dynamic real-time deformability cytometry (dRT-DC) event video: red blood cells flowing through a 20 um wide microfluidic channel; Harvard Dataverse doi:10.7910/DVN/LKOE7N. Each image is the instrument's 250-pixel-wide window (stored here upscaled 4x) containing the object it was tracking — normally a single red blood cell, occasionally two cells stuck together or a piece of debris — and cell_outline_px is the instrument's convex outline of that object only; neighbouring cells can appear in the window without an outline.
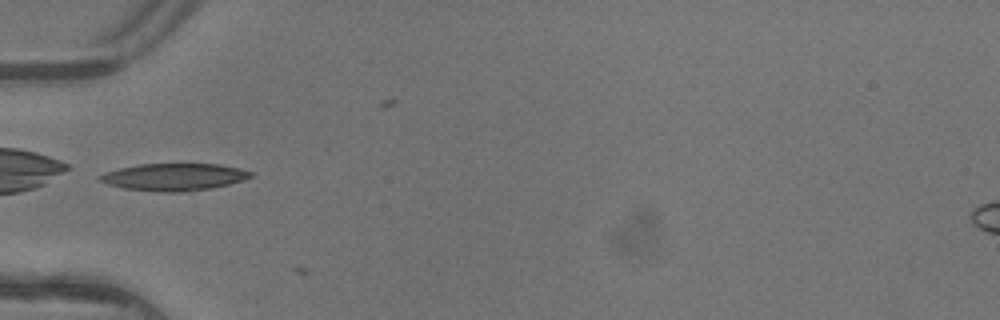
{"species": "common noctule bat (a hibernating species)", "species_latin": "Nyctalus noctula", "temperature_condition": "warm", "stored_images_in_passage": 5, "camera_frame_rate_fps": 3000, "um_per_image_px": 0.085, "animal": {"sex": "female"}, "frame": {"image": 1, "passage_image": 4, "time_ms": 1.0, "image_size_px": [1000, 320], "cell_outline_px": [[252, 176], [244, 180], [212, 188], [180, 192], [160, 192], [124, 188], [108, 184], [96, 180], [96, 176], [104, 172], [120, 168], [140, 164], [220, 164], [240, 168], [252, 172]], "centroid_in_image_um": [14.76, 15.04], "position_along_channel_um": 70.2, "area_um2": 23.99}}